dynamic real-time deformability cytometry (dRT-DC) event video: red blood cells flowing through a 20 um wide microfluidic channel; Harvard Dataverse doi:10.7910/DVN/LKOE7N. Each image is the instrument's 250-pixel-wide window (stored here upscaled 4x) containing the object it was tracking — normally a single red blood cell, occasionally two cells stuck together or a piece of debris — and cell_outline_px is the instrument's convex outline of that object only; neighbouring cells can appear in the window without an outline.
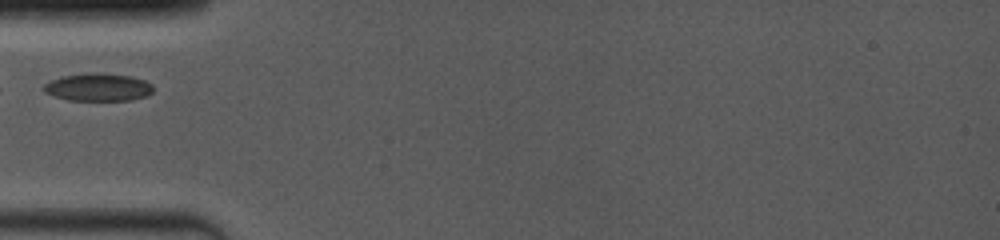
{"species": "common noctule bat (a hibernating species)", "species_latin": "Nyctalus noctula", "temperature_condition": "room temperature", "stored_images_in_passage": 23, "camera_frame_rate_fps": 4000, "um_per_image_px": 0.085, "animal": {"sex": "female", "body_mass_g": 19.0, "forearm_length_mm": 53.3}, "frame": {"image": 1, "passage_image": 1, "time_ms": 0.0, "image_size_px": [1000, 240], "cell_outline_px": [[152, 92], [148, 96], [132, 100], [68, 100], [52, 96], [44, 92], [40, 88], [44, 84], [52, 80], [64, 76], [92, 72], [96, 72], [132, 76], [144, 80], [152, 84]], "centroid_in_image_um": [8.33, 7.42], "position_along_channel_um": 76.7, "area_um2": 17.86}}